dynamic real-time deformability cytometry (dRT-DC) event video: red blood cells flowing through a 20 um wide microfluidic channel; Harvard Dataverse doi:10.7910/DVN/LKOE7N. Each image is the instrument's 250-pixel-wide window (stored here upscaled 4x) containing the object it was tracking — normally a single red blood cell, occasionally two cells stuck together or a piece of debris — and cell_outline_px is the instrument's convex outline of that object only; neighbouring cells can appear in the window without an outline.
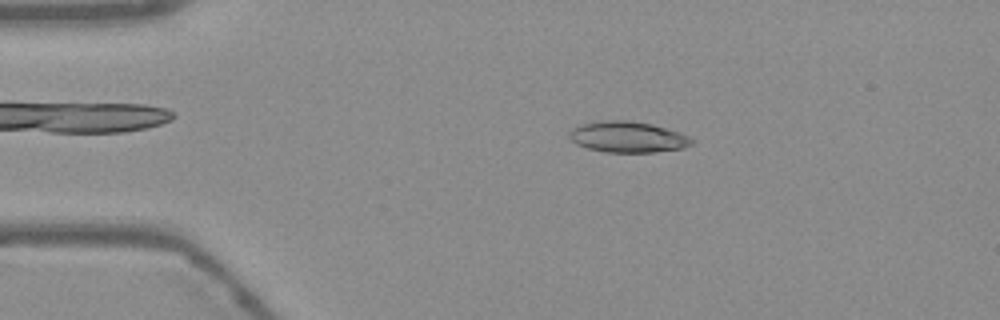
{"species": "Egyptian fruit bat (a non-hibernating species)", "species_latin": "Rousettus aegyptiacus", "temperature_condition": "warm", "stored_images_in_passage": 52, "camera_frame_rate_fps": 3000, "um_per_image_px": 0.085, "frame": {"image": 1, "passage_image": 9, "time_ms": 2.667, "image_size_px": [1000, 320], "cell_outline_px": [[696, 140], [692, 144], [684, 148], [656, 152], [604, 152], [588, 148], [576, 144], [568, 136], [568, 132], [572, 128], [584, 124], [600, 120], [628, 120], [652, 124], [680, 132]], "centroid_in_image_um": [53.38, 11.64], "position_along_channel_um": 31.6, "area_um2": 22.25}}
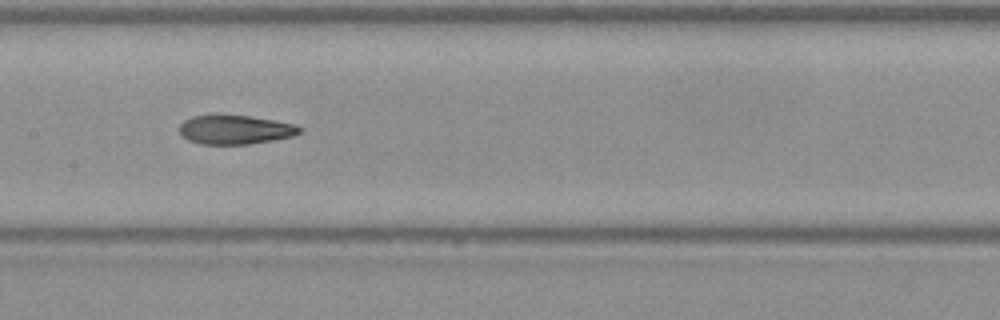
{"frame": {"image": 2, "passage_image": 25, "time_ms": 8.0, "image_size_px": [1000, 320], "cell_outline_px": [[304, 128], [300, 132], [292, 136], [272, 140], [248, 144], [200, 144], [188, 140], [180, 132], [180, 124], [184, 120], [192, 116], [248, 116], [296, 124]], "centroid_in_image_um": [20.01, 11.03], "position_along_channel_um": 187.4, "area_um2": 20.0}}
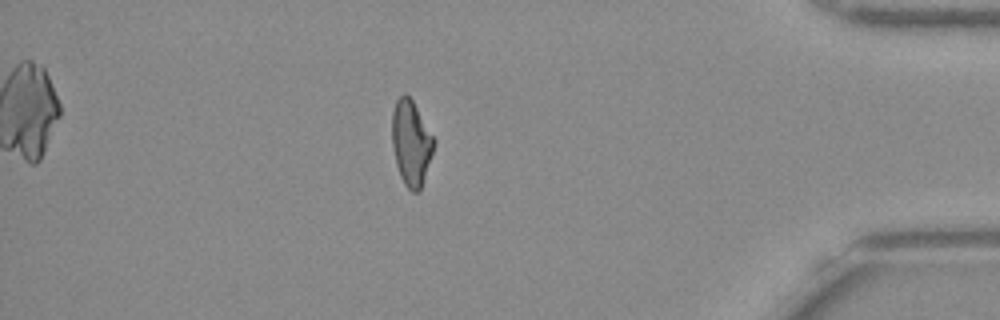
{"frame": {"image": 3, "passage_image": 45, "time_ms": 14.667, "image_size_px": [1000, 320], "cell_outline_px": [[436, 140], [420, 192], [412, 192], [404, 184], [400, 176], [396, 164], [392, 144], [392, 112], [396, 100], [404, 92], [412, 100]], "centroid_in_image_um": [34.94, 12.15], "position_along_channel_um": 400.3, "area_um2": 20.75}, "authors_computed_cell_mechanics": {"area_um2": 21.386, "velocity_mm_per_s": 3.8043, "shape_relaxation_time_tau1_ms": null, "shape_relaxation_time_tau2_ms": 2.0526, "deformation_change_tau1": null, "deformation_change_tau2": 0.0842}}